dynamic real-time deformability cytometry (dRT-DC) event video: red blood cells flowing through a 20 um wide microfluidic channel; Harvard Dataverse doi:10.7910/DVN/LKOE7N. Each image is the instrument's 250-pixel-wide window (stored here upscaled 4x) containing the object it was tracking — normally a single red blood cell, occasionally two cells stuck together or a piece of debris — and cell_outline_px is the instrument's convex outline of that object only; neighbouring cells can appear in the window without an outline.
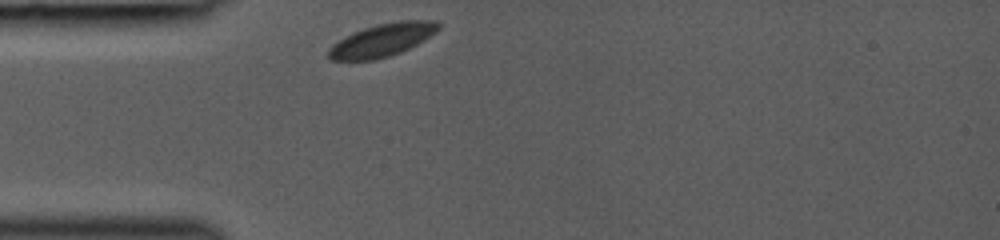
{"species": "common noctule bat (a hibernating species)", "species_latin": "Nyctalus noctula", "temperature_condition": "room temperature", "stored_images_in_passage": 27, "camera_frame_rate_fps": 3000, "um_per_image_px": 0.085, "animal": {"sex": "female", "body_mass_g": 19.0, "forearm_length_mm": 53.3}, "frame": {"image": 1, "passage_image": 1, "time_ms": 0.0, "image_size_px": [1000, 240], "cell_outline_px": [[440, 28], [436, 32], [424, 40], [400, 52], [376, 60], [328, 60], [328, 48], [332, 44], [364, 28], [380, 24], [400, 20], [436, 20], [440, 24]], "centroid_in_image_um": [32.51, 3.41], "position_along_channel_um": 52.5, "area_um2": 20.81}}
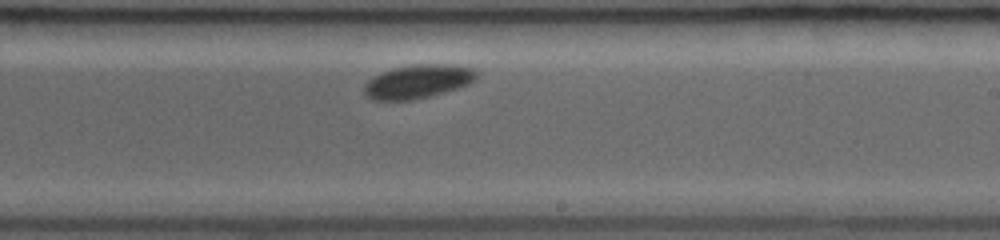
{"frame": {"image": 2, "passage_image": 16, "time_ms": 5.0, "image_size_px": [1000, 240], "cell_outline_px": [[480, 76], [476, 80], [468, 84], [432, 96], [412, 100], [372, 100], [364, 92], [364, 84], [368, 80], [392, 68], [416, 64], [444, 64], [472, 68], [480, 72]], "centroid_in_image_um": [35.56, 6.93], "position_along_channel_um": 253.4, "area_um2": 22.02}}
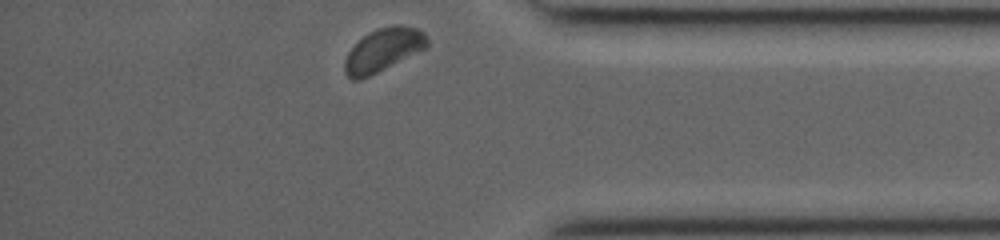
{"frame": {"image": 3, "passage_image": 27, "time_ms": 8.667, "image_size_px": [1000, 240], "cell_outline_px": [[428, 48], [360, 80], [352, 80], [344, 72], [344, 60], [348, 52], [368, 32], [376, 28], [392, 24], [404, 24], [416, 28], [424, 32], [428, 40]], "centroid_in_image_um": [32.6, 4.22], "position_along_channel_um": 402.6, "area_um2": 20.92}}